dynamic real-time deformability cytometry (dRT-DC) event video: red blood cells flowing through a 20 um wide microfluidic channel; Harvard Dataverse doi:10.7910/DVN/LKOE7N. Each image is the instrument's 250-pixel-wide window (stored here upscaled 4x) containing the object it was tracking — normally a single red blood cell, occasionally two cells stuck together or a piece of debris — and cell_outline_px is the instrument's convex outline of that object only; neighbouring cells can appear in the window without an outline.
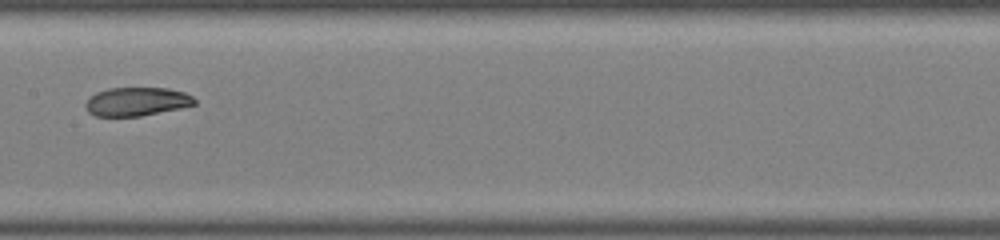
{"species": "common noctule bat (a hibernating species)", "species_latin": "Nyctalus noctula", "temperature_condition": "warm", "stored_images_in_passage": 26, "camera_frame_rate_fps": 3000, "um_per_image_px": 0.085, "animal": {"sex": "male", "body_mass_g": 19.0, "forearm_length_mm": 50.8}, "frame": {"image": 1, "passage_image": 8, "time_ms": 2.333, "image_size_px": [1000, 240], "cell_outline_px": [[196, 104], [180, 108], [140, 116], [96, 116], [88, 112], [84, 104], [96, 92], [108, 88], [168, 88], [184, 92], [192, 96], [196, 100]], "centroid_in_image_um": [11.62, 8.63], "position_along_channel_um": 195.8, "area_um2": 18.09}}
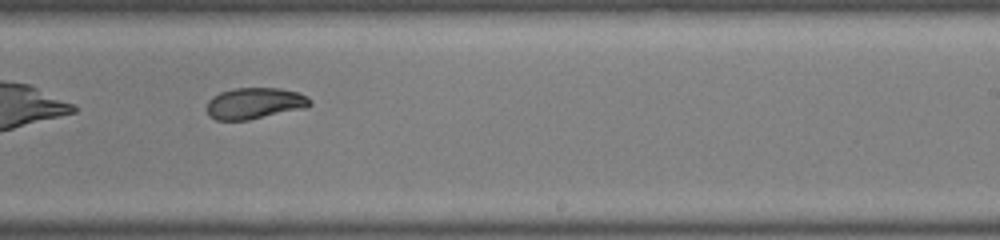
{"frame": {"image": 2, "passage_image": 12, "time_ms": 3.667, "image_size_px": [1000, 240], "cell_outline_px": [[312, 104], [304, 108], [248, 120], [216, 120], [208, 116], [208, 100], [212, 96], [220, 92], [236, 88], [280, 88], [296, 92], [308, 96], [312, 100]], "centroid_in_image_um": [21.64, 8.78], "position_along_channel_um": 267.4, "area_um2": 18.79}}
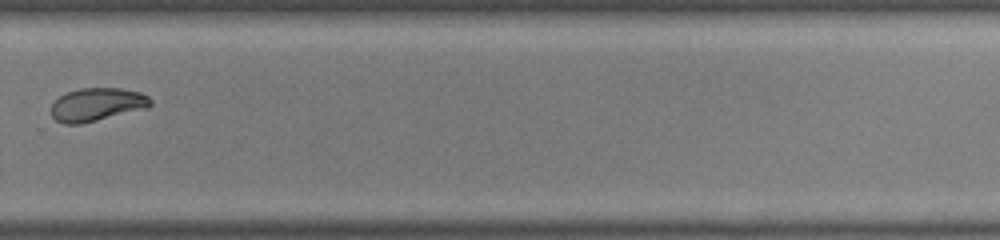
{"frame": {"image": 3, "passage_image": 15, "time_ms": 4.667, "image_size_px": [1000, 240], "cell_outline_px": [[152, 104], [148, 108], [80, 124], [64, 124], [56, 120], [52, 116], [52, 104], [60, 96], [68, 92], [80, 88], [120, 88], [140, 92], [148, 96], [152, 100]], "centroid_in_image_um": [8.27, 8.88], "position_along_channel_um": 321.5, "area_um2": 19.13}}